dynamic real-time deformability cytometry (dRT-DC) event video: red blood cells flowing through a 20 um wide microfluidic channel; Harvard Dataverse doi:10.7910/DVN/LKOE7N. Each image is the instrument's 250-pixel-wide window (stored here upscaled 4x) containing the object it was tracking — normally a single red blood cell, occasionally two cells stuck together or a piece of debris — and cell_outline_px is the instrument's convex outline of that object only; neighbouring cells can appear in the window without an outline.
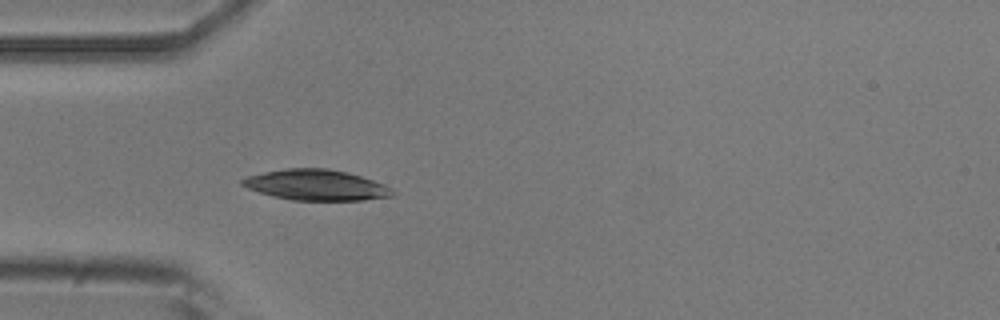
{"species": "common noctule bat (a hibernating species)", "species_latin": "Nyctalus noctula", "temperature_condition": "room temperature", "stored_images_in_passage": 10, "camera_frame_rate_fps": 3000, "um_per_image_px": 0.085, "animal": {"sex": "male", "body_mass_g": 20.5, "forearm_length_mm": 52.5}, "frame": {"image": 1, "passage_image": 4, "time_ms": 1.0, "image_size_px": [1000, 320], "cell_outline_px": [[396, 196], [364, 200], [292, 200], [272, 196], [248, 188], [240, 184], [240, 180], [248, 176], [264, 172], [284, 168], [328, 168], [348, 172], [384, 184], [392, 188], [396, 192]], "centroid_in_image_um": [26.91, 15.72], "position_along_channel_um": 58.1, "area_um2": 26.99}}
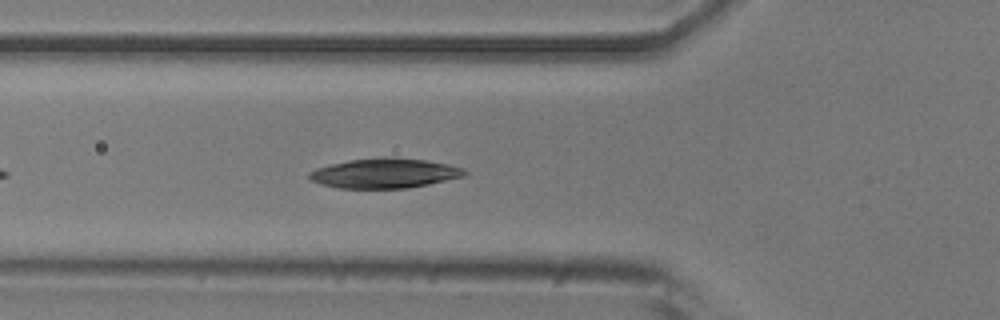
{"frame": {"image": 2, "passage_image": 7, "time_ms": 2.0, "image_size_px": [1000, 320], "cell_outline_px": [[468, 172], [464, 176], [428, 184], [408, 188], [340, 188], [320, 184], [308, 180], [308, 172], [316, 168], [348, 160], [384, 156], [396, 156], [428, 160], [448, 164], [464, 168]], "centroid_in_image_um": [32.68, 14.71], "position_along_channel_um": 93.1, "area_um2": 27.34}}